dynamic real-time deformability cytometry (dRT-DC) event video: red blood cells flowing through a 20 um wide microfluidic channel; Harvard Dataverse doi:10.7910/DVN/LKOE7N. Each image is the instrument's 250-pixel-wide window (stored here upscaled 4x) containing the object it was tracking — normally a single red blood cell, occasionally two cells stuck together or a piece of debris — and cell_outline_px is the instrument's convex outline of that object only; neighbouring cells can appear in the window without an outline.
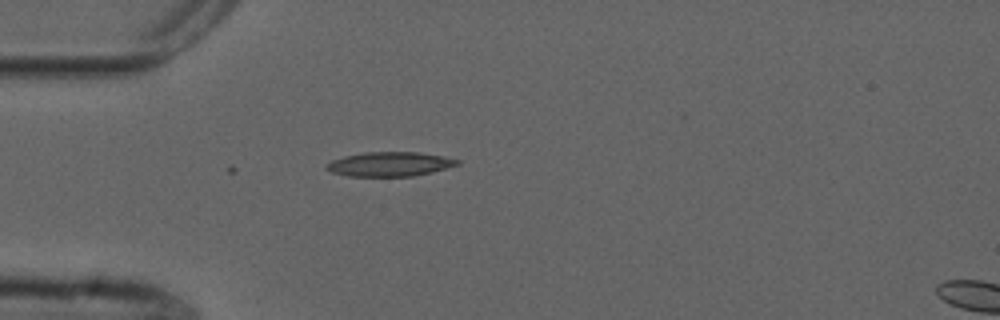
{"species": "common noctule bat (a hibernating species)", "species_latin": "Nyctalus noctula", "temperature_condition": "cold", "stored_images_in_passage": 7, "camera_frame_rate_fps": 3000, "um_per_image_px": 0.085, "animal": {"sex": "male", "forearm_length_mm": 52.5}, "frame": {"image": 1, "passage_image": 1, "time_ms": 0.0, "image_size_px": [1000, 320], "cell_outline_px": [[460, 164], [432, 172], [412, 176], [348, 176], [332, 172], [324, 168], [324, 164], [332, 160], [344, 156], [364, 152], [416, 152], [444, 156], [460, 160]], "centroid_in_image_um": [33.1, 13.95], "position_along_channel_um": 51.9, "area_um2": 18.61}}
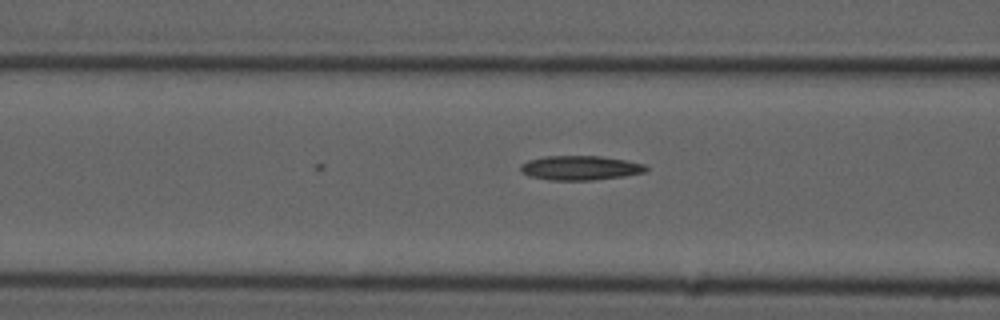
{"frame": {"image": 2, "passage_image": 7, "time_ms": 2.0, "image_size_px": [1000, 320], "cell_outline_px": [[648, 168], [644, 172], [624, 176], [592, 180], [548, 180], [528, 176], [520, 172], [520, 164], [528, 160], [544, 156], [600, 156], [628, 160], [644, 164]], "centroid_in_image_um": [49.28, 14.27], "position_along_channel_um": 117.3, "area_um2": 17.98}}